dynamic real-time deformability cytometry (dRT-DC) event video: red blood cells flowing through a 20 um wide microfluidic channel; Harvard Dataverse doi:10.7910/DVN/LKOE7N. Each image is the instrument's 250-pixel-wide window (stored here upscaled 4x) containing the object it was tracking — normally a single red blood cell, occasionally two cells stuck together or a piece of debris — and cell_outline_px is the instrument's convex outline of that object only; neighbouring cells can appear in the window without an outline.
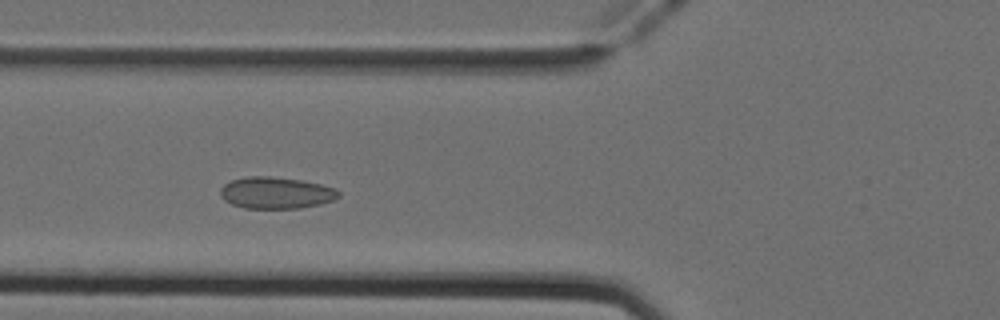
{"species": "Egyptian fruit bat (a non-hibernating species)", "species_latin": "Rousettus aegyptiacus", "temperature_condition": "cold", "stored_images_in_passage": 47, "segment_of_instrument_passage": [1, 2], "camera_frame_rate_fps": 3000, "um_per_image_px": 0.085, "animal": {"sex": "female"}, "frame": {"image": 1, "passage_image": 14, "time_ms": 4.333, "image_size_px": [1000, 320], "cell_outline_px": [[340, 196], [332, 200], [320, 204], [300, 208], [244, 208], [232, 204], [224, 200], [220, 196], [220, 188], [224, 184], [232, 180], [248, 176], [268, 176], [300, 180], [320, 184], [332, 188], [340, 192]], "centroid_in_image_um": [23.42, 16.39], "position_along_channel_um": 102.4, "area_um2": 21.68}}
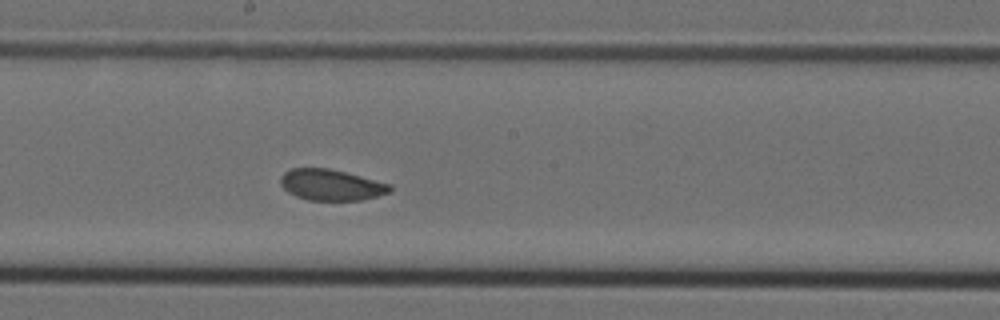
{"frame": {"image": 2, "passage_image": 23, "time_ms": 7.333, "image_size_px": [1000, 320], "cell_outline_px": [[392, 192], [360, 200], [308, 200], [296, 196], [288, 192], [280, 184], [280, 176], [284, 172], [292, 168], [328, 168], [392, 184]], "centroid_in_image_um": [28.14, 15.71], "position_along_channel_um": 220.1, "area_um2": 19.77}}
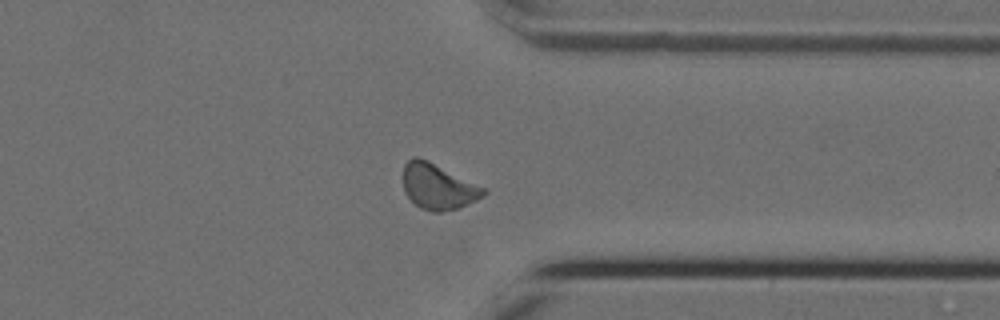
{"frame": {"image": 3, "passage_image": 35, "time_ms": 11.333, "image_size_px": [1000, 320], "cell_outline_px": [[488, 192], [484, 196], [460, 208], [440, 212], [432, 212], [420, 208], [404, 192], [404, 164], [412, 156], [416, 156], [428, 160], [488, 188]], "centroid_in_image_um": [37.28, 15.85], "position_along_channel_um": 374.1, "area_um2": 21.68}}